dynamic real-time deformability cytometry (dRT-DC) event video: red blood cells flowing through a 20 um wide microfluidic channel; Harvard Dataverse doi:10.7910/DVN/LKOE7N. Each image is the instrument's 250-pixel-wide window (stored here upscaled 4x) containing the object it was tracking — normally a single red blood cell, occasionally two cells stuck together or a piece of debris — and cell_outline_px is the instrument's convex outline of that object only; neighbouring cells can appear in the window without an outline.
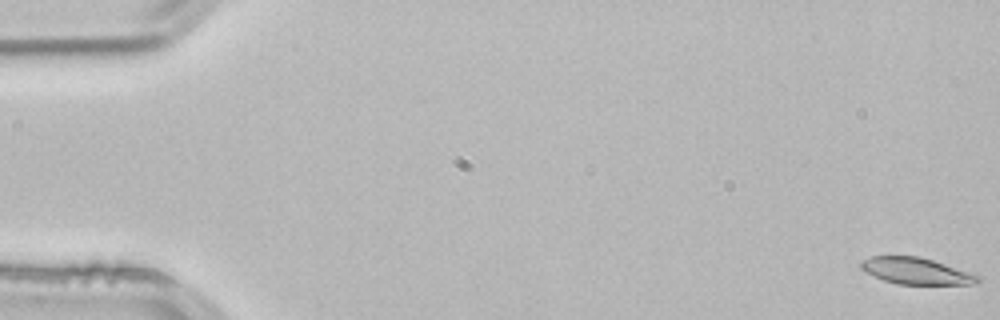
{"species": "common noctule bat (a hibernating species)", "species_latin": "Nyctalus noctula", "temperature_condition": "room temperature", "stored_images_in_passage": 15, "camera_frame_rate_fps": 3000, "um_per_image_px": 0.085, "animal": {"sex": "male", "body_mass_g": 21.5, "forearm_length_mm": 52.0}, "frame": {"image": 1, "passage_image": 1, "time_ms": 0.0, "image_size_px": [1000, 320], "cell_outline_px": [[980, 280], [976, 284], [896, 284], [884, 280], [864, 272], [860, 268], [860, 260], [872, 256], [920, 256], [976, 272], [980, 276]], "centroid_in_image_um": [77.92, 23.02], "position_along_channel_um": 7.1, "area_um2": 18.55}}
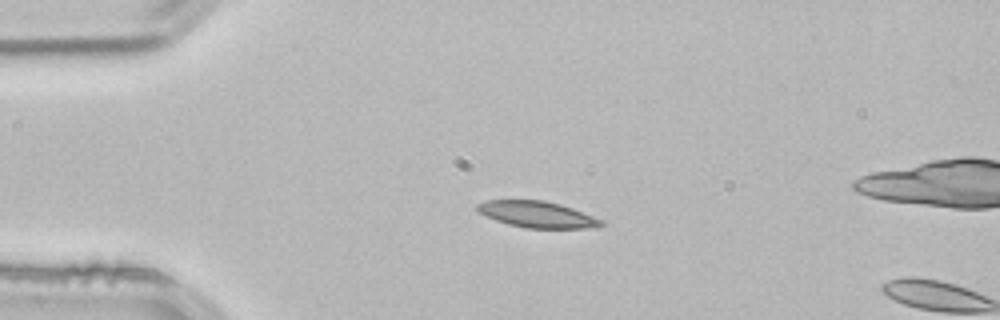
{"frame": {"image": 2, "passage_image": 13, "time_ms": 4.0, "image_size_px": [1000, 320], "cell_outline_px": [[604, 224], [584, 228], [524, 228], [508, 224], [496, 220], [476, 212], [476, 204], [484, 200], [544, 200], [560, 204], [572, 208], [604, 220]], "centroid_in_image_um": [45.6, 18.21], "position_along_channel_um": 39.4, "area_um2": 19.02}}